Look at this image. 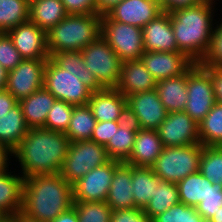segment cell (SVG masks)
<instances>
[{"label": "cell", "mask_w": 222, "mask_h": 222, "mask_svg": "<svg viewBox=\"0 0 222 222\" xmlns=\"http://www.w3.org/2000/svg\"><path fill=\"white\" fill-rule=\"evenodd\" d=\"M162 179L155 175L152 167L132 166V191L135 208L144 209L150 198H153L155 184Z\"/></svg>", "instance_id": "f1b7e54d"}, {"label": "cell", "mask_w": 222, "mask_h": 222, "mask_svg": "<svg viewBox=\"0 0 222 222\" xmlns=\"http://www.w3.org/2000/svg\"><path fill=\"white\" fill-rule=\"evenodd\" d=\"M140 59L157 82L183 74L194 63L182 52H144Z\"/></svg>", "instance_id": "2e32d148"}, {"label": "cell", "mask_w": 222, "mask_h": 222, "mask_svg": "<svg viewBox=\"0 0 222 222\" xmlns=\"http://www.w3.org/2000/svg\"><path fill=\"white\" fill-rule=\"evenodd\" d=\"M110 222H152L141 208L112 210Z\"/></svg>", "instance_id": "7bdbcfd3"}, {"label": "cell", "mask_w": 222, "mask_h": 222, "mask_svg": "<svg viewBox=\"0 0 222 222\" xmlns=\"http://www.w3.org/2000/svg\"><path fill=\"white\" fill-rule=\"evenodd\" d=\"M193 63L183 74L157 82L156 90L168 113L184 111L188 100L187 73L196 65Z\"/></svg>", "instance_id": "603a6c76"}, {"label": "cell", "mask_w": 222, "mask_h": 222, "mask_svg": "<svg viewBox=\"0 0 222 222\" xmlns=\"http://www.w3.org/2000/svg\"><path fill=\"white\" fill-rule=\"evenodd\" d=\"M79 222H110L112 209L106 201H74Z\"/></svg>", "instance_id": "8d00e7d4"}, {"label": "cell", "mask_w": 222, "mask_h": 222, "mask_svg": "<svg viewBox=\"0 0 222 222\" xmlns=\"http://www.w3.org/2000/svg\"><path fill=\"white\" fill-rule=\"evenodd\" d=\"M59 68H64L76 76L88 87L92 92L102 90L103 87L97 82L93 72L85 69L84 59L81 51H61L52 53L49 57Z\"/></svg>", "instance_id": "83f0119b"}, {"label": "cell", "mask_w": 222, "mask_h": 222, "mask_svg": "<svg viewBox=\"0 0 222 222\" xmlns=\"http://www.w3.org/2000/svg\"><path fill=\"white\" fill-rule=\"evenodd\" d=\"M187 94L184 111L199 124L216 102L210 76L198 63L187 73Z\"/></svg>", "instance_id": "30bf717a"}, {"label": "cell", "mask_w": 222, "mask_h": 222, "mask_svg": "<svg viewBox=\"0 0 222 222\" xmlns=\"http://www.w3.org/2000/svg\"><path fill=\"white\" fill-rule=\"evenodd\" d=\"M157 81L139 60L122 62L120 77L115 87L127 97L144 91L156 89Z\"/></svg>", "instance_id": "ffe728a7"}, {"label": "cell", "mask_w": 222, "mask_h": 222, "mask_svg": "<svg viewBox=\"0 0 222 222\" xmlns=\"http://www.w3.org/2000/svg\"><path fill=\"white\" fill-rule=\"evenodd\" d=\"M222 206V185H209L207 196L197 206L196 211L203 218H211Z\"/></svg>", "instance_id": "60d3db41"}, {"label": "cell", "mask_w": 222, "mask_h": 222, "mask_svg": "<svg viewBox=\"0 0 222 222\" xmlns=\"http://www.w3.org/2000/svg\"><path fill=\"white\" fill-rule=\"evenodd\" d=\"M100 23L98 14H68L46 33L49 55L83 50L100 36Z\"/></svg>", "instance_id": "277c9868"}, {"label": "cell", "mask_w": 222, "mask_h": 222, "mask_svg": "<svg viewBox=\"0 0 222 222\" xmlns=\"http://www.w3.org/2000/svg\"><path fill=\"white\" fill-rule=\"evenodd\" d=\"M30 2L27 0H0V32L29 20Z\"/></svg>", "instance_id": "836d02e7"}, {"label": "cell", "mask_w": 222, "mask_h": 222, "mask_svg": "<svg viewBox=\"0 0 222 222\" xmlns=\"http://www.w3.org/2000/svg\"><path fill=\"white\" fill-rule=\"evenodd\" d=\"M24 59L14 47L6 32H0V64L7 70H13Z\"/></svg>", "instance_id": "b9f144b4"}, {"label": "cell", "mask_w": 222, "mask_h": 222, "mask_svg": "<svg viewBox=\"0 0 222 222\" xmlns=\"http://www.w3.org/2000/svg\"><path fill=\"white\" fill-rule=\"evenodd\" d=\"M118 128L119 124L117 121H97L90 141L105 146L110 140V138H112L115 134V130H118Z\"/></svg>", "instance_id": "ee69618b"}, {"label": "cell", "mask_w": 222, "mask_h": 222, "mask_svg": "<svg viewBox=\"0 0 222 222\" xmlns=\"http://www.w3.org/2000/svg\"><path fill=\"white\" fill-rule=\"evenodd\" d=\"M119 127L130 128L131 131L138 132L141 129V125L138 117L133 110L126 104L120 112L117 120Z\"/></svg>", "instance_id": "bcb514c9"}, {"label": "cell", "mask_w": 222, "mask_h": 222, "mask_svg": "<svg viewBox=\"0 0 222 222\" xmlns=\"http://www.w3.org/2000/svg\"><path fill=\"white\" fill-rule=\"evenodd\" d=\"M179 203L180 200L177 184L161 180L158 184H155L153 198H150L143 210L151 219H153L170 207Z\"/></svg>", "instance_id": "1f68e13d"}, {"label": "cell", "mask_w": 222, "mask_h": 222, "mask_svg": "<svg viewBox=\"0 0 222 222\" xmlns=\"http://www.w3.org/2000/svg\"><path fill=\"white\" fill-rule=\"evenodd\" d=\"M126 100L138 117L141 129L157 130L167 116L156 89L127 96Z\"/></svg>", "instance_id": "e0dca14e"}, {"label": "cell", "mask_w": 222, "mask_h": 222, "mask_svg": "<svg viewBox=\"0 0 222 222\" xmlns=\"http://www.w3.org/2000/svg\"><path fill=\"white\" fill-rule=\"evenodd\" d=\"M100 36L109 44L122 62L139 60L144 51L142 28L101 16Z\"/></svg>", "instance_id": "52a82bcc"}, {"label": "cell", "mask_w": 222, "mask_h": 222, "mask_svg": "<svg viewBox=\"0 0 222 222\" xmlns=\"http://www.w3.org/2000/svg\"><path fill=\"white\" fill-rule=\"evenodd\" d=\"M199 139L203 146H222V104L215 103L199 123Z\"/></svg>", "instance_id": "d6a6232c"}, {"label": "cell", "mask_w": 222, "mask_h": 222, "mask_svg": "<svg viewBox=\"0 0 222 222\" xmlns=\"http://www.w3.org/2000/svg\"><path fill=\"white\" fill-rule=\"evenodd\" d=\"M202 220L203 217L195 207L179 203L154 217L152 222H202Z\"/></svg>", "instance_id": "f35d334b"}, {"label": "cell", "mask_w": 222, "mask_h": 222, "mask_svg": "<svg viewBox=\"0 0 222 222\" xmlns=\"http://www.w3.org/2000/svg\"><path fill=\"white\" fill-rule=\"evenodd\" d=\"M131 180L132 165L122 162L115 169L106 199L112 210L135 208Z\"/></svg>", "instance_id": "7402d4cb"}, {"label": "cell", "mask_w": 222, "mask_h": 222, "mask_svg": "<svg viewBox=\"0 0 222 222\" xmlns=\"http://www.w3.org/2000/svg\"><path fill=\"white\" fill-rule=\"evenodd\" d=\"M122 162L110 160L73 183L74 201H106L115 169Z\"/></svg>", "instance_id": "7c38bea8"}, {"label": "cell", "mask_w": 222, "mask_h": 222, "mask_svg": "<svg viewBox=\"0 0 222 222\" xmlns=\"http://www.w3.org/2000/svg\"><path fill=\"white\" fill-rule=\"evenodd\" d=\"M81 55L85 69L93 72L97 82L103 88L117 86L122 60L101 36L81 50Z\"/></svg>", "instance_id": "ba28073f"}, {"label": "cell", "mask_w": 222, "mask_h": 222, "mask_svg": "<svg viewBox=\"0 0 222 222\" xmlns=\"http://www.w3.org/2000/svg\"><path fill=\"white\" fill-rule=\"evenodd\" d=\"M136 133L128 127H119L118 130H115L113 137L104 146L109 158L119 162H126L131 156Z\"/></svg>", "instance_id": "e575fe53"}, {"label": "cell", "mask_w": 222, "mask_h": 222, "mask_svg": "<svg viewBox=\"0 0 222 222\" xmlns=\"http://www.w3.org/2000/svg\"><path fill=\"white\" fill-rule=\"evenodd\" d=\"M202 148L201 143L164 147L152 169L163 181L177 184L199 171Z\"/></svg>", "instance_id": "5b68a950"}, {"label": "cell", "mask_w": 222, "mask_h": 222, "mask_svg": "<svg viewBox=\"0 0 222 222\" xmlns=\"http://www.w3.org/2000/svg\"><path fill=\"white\" fill-rule=\"evenodd\" d=\"M23 59H48L46 32L28 20L6 32Z\"/></svg>", "instance_id": "5bb4252c"}, {"label": "cell", "mask_w": 222, "mask_h": 222, "mask_svg": "<svg viewBox=\"0 0 222 222\" xmlns=\"http://www.w3.org/2000/svg\"><path fill=\"white\" fill-rule=\"evenodd\" d=\"M213 222H222V206L219 210L214 214L213 217L210 218Z\"/></svg>", "instance_id": "11a10c76"}, {"label": "cell", "mask_w": 222, "mask_h": 222, "mask_svg": "<svg viewBox=\"0 0 222 222\" xmlns=\"http://www.w3.org/2000/svg\"><path fill=\"white\" fill-rule=\"evenodd\" d=\"M68 13L61 0H31L29 20L46 33L64 19Z\"/></svg>", "instance_id": "484cf974"}, {"label": "cell", "mask_w": 222, "mask_h": 222, "mask_svg": "<svg viewBox=\"0 0 222 222\" xmlns=\"http://www.w3.org/2000/svg\"><path fill=\"white\" fill-rule=\"evenodd\" d=\"M69 144L70 140L63 132L32 128L13 151V156L20 162L24 178L59 173Z\"/></svg>", "instance_id": "7a4b0ae2"}, {"label": "cell", "mask_w": 222, "mask_h": 222, "mask_svg": "<svg viewBox=\"0 0 222 222\" xmlns=\"http://www.w3.org/2000/svg\"><path fill=\"white\" fill-rule=\"evenodd\" d=\"M13 222H34L29 219H15Z\"/></svg>", "instance_id": "9f6ffc18"}, {"label": "cell", "mask_w": 222, "mask_h": 222, "mask_svg": "<svg viewBox=\"0 0 222 222\" xmlns=\"http://www.w3.org/2000/svg\"><path fill=\"white\" fill-rule=\"evenodd\" d=\"M202 67L208 72L212 81L215 102L222 104V68Z\"/></svg>", "instance_id": "7dc6e473"}, {"label": "cell", "mask_w": 222, "mask_h": 222, "mask_svg": "<svg viewBox=\"0 0 222 222\" xmlns=\"http://www.w3.org/2000/svg\"><path fill=\"white\" fill-rule=\"evenodd\" d=\"M201 66L222 68V21L213 28L207 52L198 63Z\"/></svg>", "instance_id": "ab89813d"}, {"label": "cell", "mask_w": 222, "mask_h": 222, "mask_svg": "<svg viewBox=\"0 0 222 222\" xmlns=\"http://www.w3.org/2000/svg\"><path fill=\"white\" fill-rule=\"evenodd\" d=\"M213 1L206 0L194 6L170 12L178 51L184 53L194 63L202 60L209 47L214 27Z\"/></svg>", "instance_id": "3957f363"}, {"label": "cell", "mask_w": 222, "mask_h": 222, "mask_svg": "<svg viewBox=\"0 0 222 222\" xmlns=\"http://www.w3.org/2000/svg\"><path fill=\"white\" fill-rule=\"evenodd\" d=\"M68 14H97L95 0H61Z\"/></svg>", "instance_id": "f6af8a7d"}, {"label": "cell", "mask_w": 222, "mask_h": 222, "mask_svg": "<svg viewBox=\"0 0 222 222\" xmlns=\"http://www.w3.org/2000/svg\"><path fill=\"white\" fill-rule=\"evenodd\" d=\"M96 123L88 104L74 106L65 135L70 142L90 140Z\"/></svg>", "instance_id": "f546056e"}, {"label": "cell", "mask_w": 222, "mask_h": 222, "mask_svg": "<svg viewBox=\"0 0 222 222\" xmlns=\"http://www.w3.org/2000/svg\"><path fill=\"white\" fill-rule=\"evenodd\" d=\"M73 184L59 173L24 178L22 209L16 219L51 222L73 207Z\"/></svg>", "instance_id": "6da1fadb"}, {"label": "cell", "mask_w": 222, "mask_h": 222, "mask_svg": "<svg viewBox=\"0 0 222 222\" xmlns=\"http://www.w3.org/2000/svg\"><path fill=\"white\" fill-rule=\"evenodd\" d=\"M199 172L213 184L222 185V146H203Z\"/></svg>", "instance_id": "d590c367"}, {"label": "cell", "mask_w": 222, "mask_h": 222, "mask_svg": "<svg viewBox=\"0 0 222 222\" xmlns=\"http://www.w3.org/2000/svg\"><path fill=\"white\" fill-rule=\"evenodd\" d=\"M0 173V220L13 222L21 213L24 177Z\"/></svg>", "instance_id": "d6986e66"}, {"label": "cell", "mask_w": 222, "mask_h": 222, "mask_svg": "<svg viewBox=\"0 0 222 222\" xmlns=\"http://www.w3.org/2000/svg\"><path fill=\"white\" fill-rule=\"evenodd\" d=\"M209 185H213V183L199 171L188 175L177 183L180 203L197 206L207 196Z\"/></svg>", "instance_id": "4dcf8cb0"}, {"label": "cell", "mask_w": 222, "mask_h": 222, "mask_svg": "<svg viewBox=\"0 0 222 222\" xmlns=\"http://www.w3.org/2000/svg\"><path fill=\"white\" fill-rule=\"evenodd\" d=\"M44 87L57 99L74 106L86 105L92 91L75 73L59 68L50 58L44 71Z\"/></svg>", "instance_id": "9c48e42d"}, {"label": "cell", "mask_w": 222, "mask_h": 222, "mask_svg": "<svg viewBox=\"0 0 222 222\" xmlns=\"http://www.w3.org/2000/svg\"><path fill=\"white\" fill-rule=\"evenodd\" d=\"M73 107L74 105L72 104L56 99L53 107L48 112L43 128L65 133L71 119Z\"/></svg>", "instance_id": "74e56055"}, {"label": "cell", "mask_w": 222, "mask_h": 222, "mask_svg": "<svg viewBox=\"0 0 222 222\" xmlns=\"http://www.w3.org/2000/svg\"><path fill=\"white\" fill-rule=\"evenodd\" d=\"M46 63L47 59H24L8 71L6 90L19 102L41 89Z\"/></svg>", "instance_id": "8fae6325"}, {"label": "cell", "mask_w": 222, "mask_h": 222, "mask_svg": "<svg viewBox=\"0 0 222 222\" xmlns=\"http://www.w3.org/2000/svg\"><path fill=\"white\" fill-rule=\"evenodd\" d=\"M8 71L0 64V90H5L7 86Z\"/></svg>", "instance_id": "db71d44e"}, {"label": "cell", "mask_w": 222, "mask_h": 222, "mask_svg": "<svg viewBox=\"0 0 222 222\" xmlns=\"http://www.w3.org/2000/svg\"><path fill=\"white\" fill-rule=\"evenodd\" d=\"M202 222H213L210 218H203Z\"/></svg>", "instance_id": "6f0895ef"}, {"label": "cell", "mask_w": 222, "mask_h": 222, "mask_svg": "<svg viewBox=\"0 0 222 222\" xmlns=\"http://www.w3.org/2000/svg\"><path fill=\"white\" fill-rule=\"evenodd\" d=\"M126 104V97L116 88H103L92 92L88 102L93 116L98 122L117 121Z\"/></svg>", "instance_id": "cb8c5ba5"}, {"label": "cell", "mask_w": 222, "mask_h": 222, "mask_svg": "<svg viewBox=\"0 0 222 222\" xmlns=\"http://www.w3.org/2000/svg\"><path fill=\"white\" fill-rule=\"evenodd\" d=\"M162 12L158 0H122L107 15L114 21L143 28Z\"/></svg>", "instance_id": "9a60e30c"}, {"label": "cell", "mask_w": 222, "mask_h": 222, "mask_svg": "<svg viewBox=\"0 0 222 222\" xmlns=\"http://www.w3.org/2000/svg\"><path fill=\"white\" fill-rule=\"evenodd\" d=\"M51 222H79L76 210L72 207L70 210L60 214Z\"/></svg>", "instance_id": "f5cc1de1"}, {"label": "cell", "mask_w": 222, "mask_h": 222, "mask_svg": "<svg viewBox=\"0 0 222 222\" xmlns=\"http://www.w3.org/2000/svg\"><path fill=\"white\" fill-rule=\"evenodd\" d=\"M110 160L104 145L90 140L70 142L59 174L73 184L92 169Z\"/></svg>", "instance_id": "8992f818"}, {"label": "cell", "mask_w": 222, "mask_h": 222, "mask_svg": "<svg viewBox=\"0 0 222 222\" xmlns=\"http://www.w3.org/2000/svg\"><path fill=\"white\" fill-rule=\"evenodd\" d=\"M157 131L164 147L200 143L199 124L185 111L167 113Z\"/></svg>", "instance_id": "4fadbf2b"}, {"label": "cell", "mask_w": 222, "mask_h": 222, "mask_svg": "<svg viewBox=\"0 0 222 222\" xmlns=\"http://www.w3.org/2000/svg\"><path fill=\"white\" fill-rule=\"evenodd\" d=\"M18 101L8 90H0V117L9 114V111Z\"/></svg>", "instance_id": "681fc988"}, {"label": "cell", "mask_w": 222, "mask_h": 222, "mask_svg": "<svg viewBox=\"0 0 222 222\" xmlns=\"http://www.w3.org/2000/svg\"><path fill=\"white\" fill-rule=\"evenodd\" d=\"M29 129L21 106L17 103L9 111V114L0 117V143L14 151Z\"/></svg>", "instance_id": "4316f807"}, {"label": "cell", "mask_w": 222, "mask_h": 222, "mask_svg": "<svg viewBox=\"0 0 222 222\" xmlns=\"http://www.w3.org/2000/svg\"><path fill=\"white\" fill-rule=\"evenodd\" d=\"M9 156H13V151L6 145L0 143V173L9 170Z\"/></svg>", "instance_id": "f907efd6"}, {"label": "cell", "mask_w": 222, "mask_h": 222, "mask_svg": "<svg viewBox=\"0 0 222 222\" xmlns=\"http://www.w3.org/2000/svg\"><path fill=\"white\" fill-rule=\"evenodd\" d=\"M56 98L43 86L32 93L29 97L20 100L27 126L32 128H43L48 112L53 107Z\"/></svg>", "instance_id": "d4e9b609"}, {"label": "cell", "mask_w": 222, "mask_h": 222, "mask_svg": "<svg viewBox=\"0 0 222 222\" xmlns=\"http://www.w3.org/2000/svg\"><path fill=\"white\" fill-rule=\"evenodd\" d=\"M97 5V14L102 16L107 14L116 4L122 0H95Z\"/></svg>", "instance_id": "816d5d0a"}, {"label": "cell", "mask_w": 222, "mask_h": 222, "mask_svg": "<svg viewBox=\"0 0 222 222\" xmlns=\"http://www.w3.org/2000/svg\"><path fill=\"white\" fill-rule=\"evenodd\" d=\"M163 148L157 130L140 129L136 133L131 156L125 163L137 167H152Z\"/></svg>", "instance_id": "44dd1931"}, {"label": "cell", "mask_w": 222, "mask_h": 222, "mask_svg": "<svg viewBox=\"0 0 222 222\" xmlns=\"http://www.w3.org/2000/svg\"><path fill=\"white\" fill-rule=\"evenodd\" d=\"M145 52H179L170 13L163 11L142 28Z\"/></svg>", "instance_id": "ac0fdd59"}, {"label": "cell", "mask_w": 222, "mask_h": 222, "mask_svg": "<svg viewBox=\"0 0 222 222\" xmlns=\"http://www.w3.org/2000/svg\"><path fill=\"white\" fill-rule=\"evenodd\" d=\"M204 1L206 0H158L162 8V11L169 13L173 10L194 6Z\"/></svg>", "instance_id": "c3c4849f"}]
</instances>
